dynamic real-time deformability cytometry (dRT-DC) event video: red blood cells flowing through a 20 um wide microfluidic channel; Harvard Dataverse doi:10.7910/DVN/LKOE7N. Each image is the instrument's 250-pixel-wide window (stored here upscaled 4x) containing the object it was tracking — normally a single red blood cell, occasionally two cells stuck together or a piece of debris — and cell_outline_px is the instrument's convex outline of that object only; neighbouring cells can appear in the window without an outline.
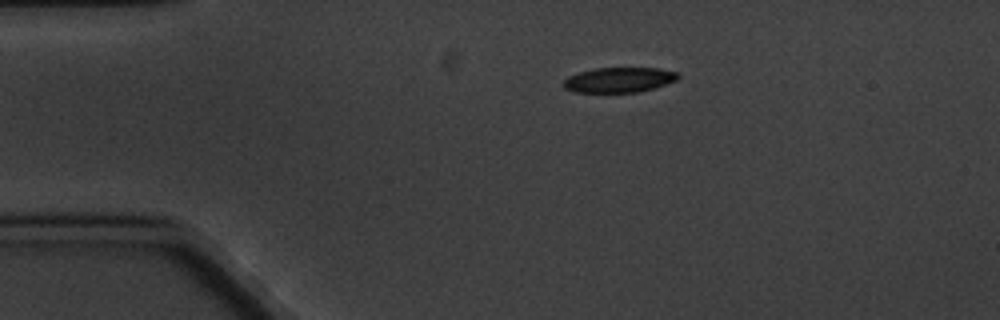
{"species": "common noctule bat (a hibernating species)", "species_latin": "Nyctalus noctula", "temperature_condition": "cold", "stored_images_in_passage": 5, "camera_frame_rate_fps": 3000, "um_per_image_px": 0.085, "animal": {"sex": "male", "body_mass_g": 20.1, "forearm_length_mm": 53.5}, "frame": {"image": 1, "passage_image": 1, "time_ms": 0.0, "image_size_px": [1000, 320], "cell_outline_px": [[680, 76], [676, 80], [656, 88], [636, 92], [576, 92], [564, 88], [564, 80], [568, 76], [580, 72], [596, 68], [660, 68], [676, 72]], "centroid_in_image_um": [52.64, 6.79], "position_along_channel_um": 32.4, "area_um2": 16.65}}
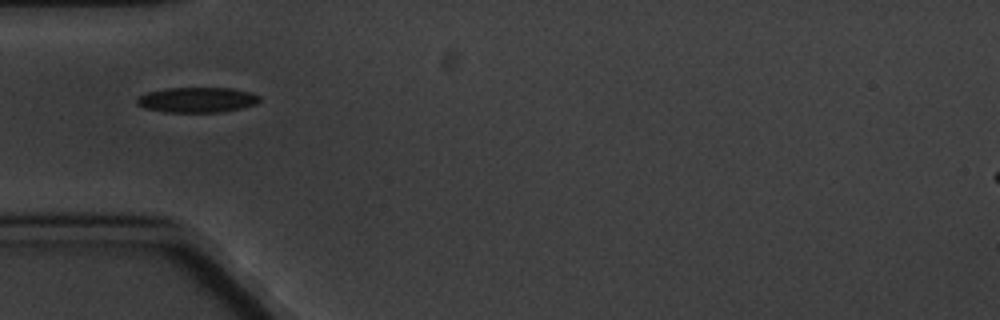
{"frame": {"image": 2, "passage_image": 3, "time_ms": 2.333, "image_size_px": [1000, 320], "cell_outline_px": [[260, 100], [256, 104], [240, 108], [220, 112], [164, 112], [144, 108], [136, 104], [136, 96], [148, 92], [168, 88], [232, 88], [252, 92], [260, 96]], "centroid_in_image_um": [16.73, 8.48], "position_along_channel_um": 68.3, "area_um2": 18.15}}